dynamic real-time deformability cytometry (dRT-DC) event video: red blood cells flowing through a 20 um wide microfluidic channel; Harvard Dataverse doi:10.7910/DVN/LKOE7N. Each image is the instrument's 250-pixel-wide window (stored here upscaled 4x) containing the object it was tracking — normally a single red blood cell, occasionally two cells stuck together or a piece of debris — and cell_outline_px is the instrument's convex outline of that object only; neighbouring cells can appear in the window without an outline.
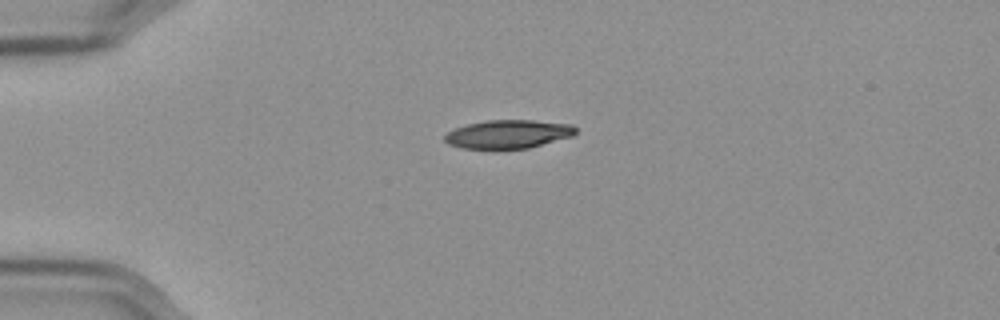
{"species": "Egyptian fruit bat (a non-hibernating species)", "species_latin": "Rousettus aegyptiacus", "temperature_condition": "cold", "stored_images_in_passage": 44, "camera_frame_rate_fps": 3000, "um_per_image_px": 0.085, "frame": {"image": 1, "passage_image": 1, "time_ms": 0.0, "image_size_px": [1000, 320], "cell_outline_px": [[576, 132], [572, 136], [528, 148], [460, 148], [448, 144], [444, 140], [444, 136], [448, 132], [456, 128], [468, 124], [488, 120], [532, 120], [572, 124], [576, 128]], "centroid_in_image_um": [43.2, 11.39], "position_along_channel_um": 41.8, "area_um2": 21.5}}
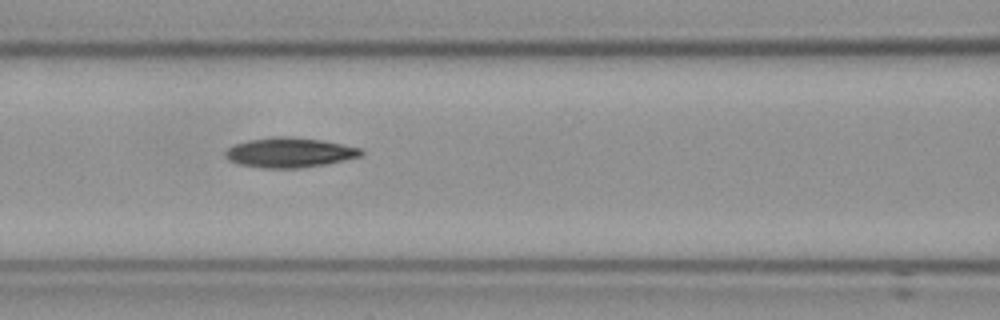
{"frame": {"image": 2, "passage_image": 12, "time_ms": 3.667, "image_size_px": [1000, 320], "cell_outline_px": [[364, 152], [360, 156], [344, 160], [324, 164], [300, 168], [264, 168], [240, 164], [228, 160], [224, 156], [224, 152], [228, 148], [236, 144], [248, 140], [272, 136], [292, 136], [320, 140], [360, 148]], "centroid_in_image_um": [24.57, 12.96], "position_along_channel_um": 142.0, "area_um2": 23.47}}
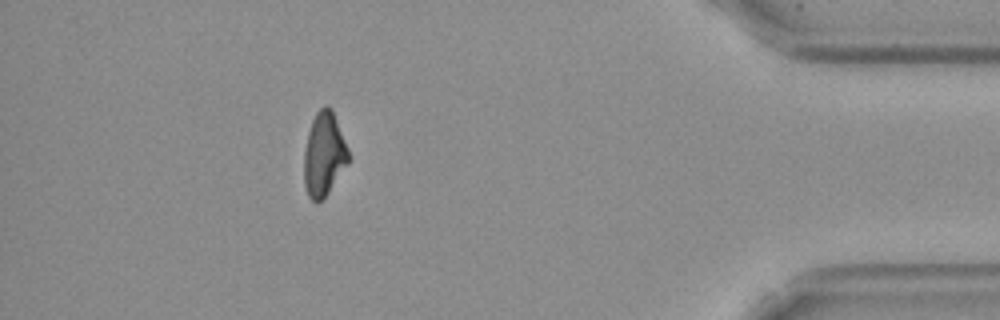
{"frame": {"image": 3, "passage_image": 38, "time_ms": 12.333, "image_size_px": [1000, 320], "cell_outline_px": [[348, 160], [328, 192], [316, 204], [308, 196], [304, 184], [304, 152], [308, 132], [312, 120], [316, 112], [324, 104], [328, 104], [332, 108], [348, 148]], "centroid_in_image_um": [27.51, 13.06], "position_along_channel_um": 407.7, "area_um2": 21.44}, "authors_computed_cell_mechanics": {"area_um2": 22.6576, "velocity_mm_per_s": 3.5841, "shape_relaxation_time_tau1_ms": null, "shape_relaxation_time_tau2_ms": 7.331, "deformation_change_tau1": null, "deformation_change_tau2": 0.1529}}